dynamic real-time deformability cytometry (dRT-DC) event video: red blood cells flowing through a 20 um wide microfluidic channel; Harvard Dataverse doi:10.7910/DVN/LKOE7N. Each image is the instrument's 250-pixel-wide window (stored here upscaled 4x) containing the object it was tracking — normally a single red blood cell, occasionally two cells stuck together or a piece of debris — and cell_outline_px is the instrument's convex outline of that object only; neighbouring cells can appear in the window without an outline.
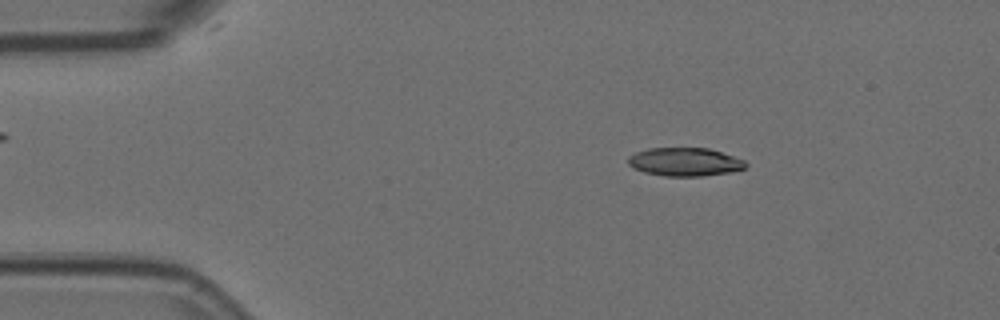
{"species": "Egyptian fruit bat (a non-hibernating species)", "species_latin": "Rousettus aegyptiacus", "temperature_condition": "room temperature", "stored_images_in_passage": 54, "camera_frame_rate_fps": 3000, "um_per_image_px": 0.085, "animal": {"sex": "female"}, "frame": {"image": 1, "passage_image": 8, "time_ms": 2.333, "image_size_px": [1000, 320], "cell_outline_px": [[748, 164], [744, 168], [732, 172], [700, 176], [664, 176], [644, 172], [628, 164], [628, 156], [636, 152], [648, 148], [708, 148], [744, 160]], "centroid_in_image_um": [58.2, 13.76], "position_along_channel_um": 26.8, "area_um2": 19.31}}
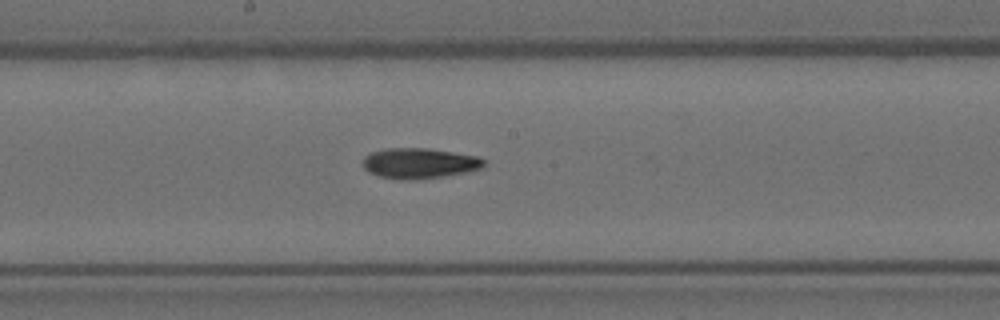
{"frame": {"image": 2, "passage_image": 28, "time_ms": 9.0, "image_size_px": [1000, 320], "cell_outline_px": [[484, 164], [480, 168], [468, 172], [444, 176], [416, 180], [400, 180], [380, 176], [368, 172], [364, 168], [364, 156], [372, 152], [388, 148], [428, 148], [480, 156], [484, 160]], "centroid_in_image_um": [35.66, 13.88], "position_along_channel_um": 212.5, "area_um2": 21.56}}
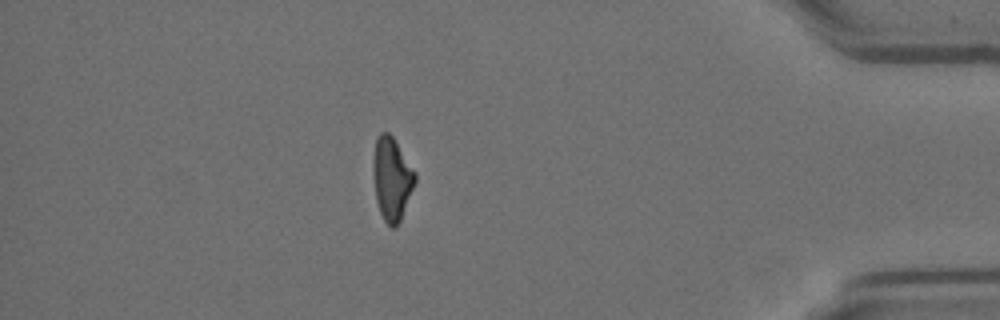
{"frame": {"image": 3, "passage_image": 47, "time_ms": 15.333, "image_size_px": [1000, 320], "cell_outline_px": [[416, 180], [400, 220], [396, 228], [392, 228], [384, 220], [380, 212], [376, 200], [372, 172], [372, 164], [376, 136], [380, 132], [388, 132], [392, 136], [416, 172]], "centroid_in_image_um": [33.28, 15.17], "position_along_channel_um": 401.9, "area_um2": 20.29}, "authors_computed_cell_mechanics": {"area_um2": 20.4323, "velocity_mm_per_s": 3.6847, "shape_relaxation_time_tau1_ms": null, "shape_relaxation_time_tau2_ms": 11.235, "deformation_change_tau1": null, "deformation_change_tau2": 0.2186}}